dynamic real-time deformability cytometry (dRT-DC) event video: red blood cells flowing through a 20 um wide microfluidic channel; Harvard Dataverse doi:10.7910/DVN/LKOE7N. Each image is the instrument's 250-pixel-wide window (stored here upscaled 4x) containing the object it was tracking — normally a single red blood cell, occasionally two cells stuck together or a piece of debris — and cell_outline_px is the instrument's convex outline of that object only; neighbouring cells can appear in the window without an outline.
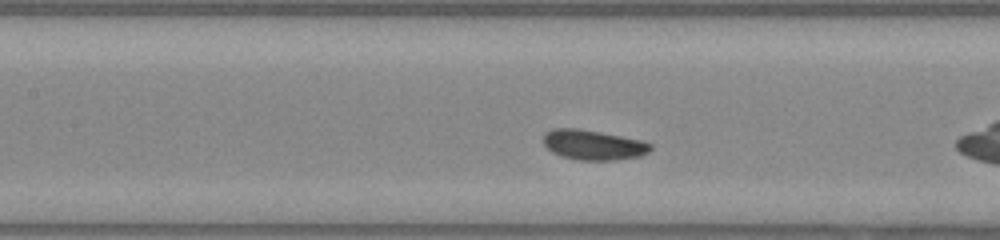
{"species": "common noctule bat (a hibernating species)", "species_latin": "Nyctalus noctula", "temperature_condition": "warm", "stored_images_in_passage": 29, "camera_frame_rate_fps": 3000, "um_per_image_px": 0.085, "animal": {"sex": "male", "body_mass_g": 20.0, "forearm_length_mm": 53.3}, "frame": {"image": 1, "passage_image": 8, "time_ms": 2.333, "image_size_px": [1000, 240], "cell_outline_px": [[652, 148], [648, 152], [640, 156], [616, 160], [576, 160], [560, 156], [552, 152], [544, 144], [544, 132], [552, 128], [576, 128], [600, 132], [644, 140], [652, 144]], "centroid_in_image_um": [50.43, 12.31], "position_along_channel_um": 157.0, "area_um2": 18.9}}
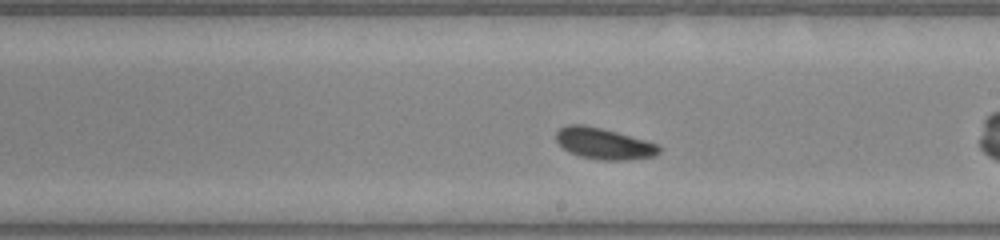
{"frame": {"image": 2, "passage_image": 14, "time_ms": 4.333, "image_size_px": [1000, 240], "cell_outline_px": [[660, 152], [652, 156], [628, 160], [600, 160], [580, 156], [568, 152], [556, 140], [556, 132], [560, 128], [568, 124], [584, 124], [616, 132], [660, 144]], "centroid_in_image_um": [51.32, 12.2], "position_along_channel_um": 237.7, "area_um2": 18.67}}
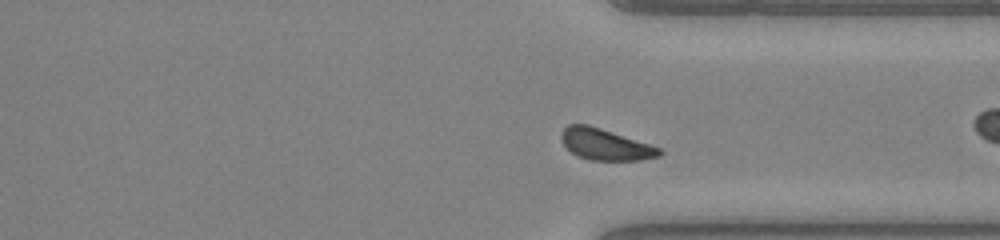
{"frame": {"image": 3, "passage_image": 23, "time_ms": 7.333, "image_size_px": [1000, 240], "cell_outline_px": [[664, 152], [660, 156], [640, 160], [588, 160], [576, 156], [564, 144], [560, 136], [560, 132], [568, 124], [588, 124], [660, 148]], "centroid_in_image_um": [51.42, 12.28], "position_along_channel_um": 360.0, "area_um2": 17.74}, "authors_computed_cell_mechanics": {"area_um2": 18.5538, "velocity_mm_per_s": 4.0466, "shape_relaxation_time_tau1_ms": 1.2417, "shape_relaxation_time_tau2_ms": null, "deformation_change_tau1": 0.0494, "deformation_change_tau2": null}}